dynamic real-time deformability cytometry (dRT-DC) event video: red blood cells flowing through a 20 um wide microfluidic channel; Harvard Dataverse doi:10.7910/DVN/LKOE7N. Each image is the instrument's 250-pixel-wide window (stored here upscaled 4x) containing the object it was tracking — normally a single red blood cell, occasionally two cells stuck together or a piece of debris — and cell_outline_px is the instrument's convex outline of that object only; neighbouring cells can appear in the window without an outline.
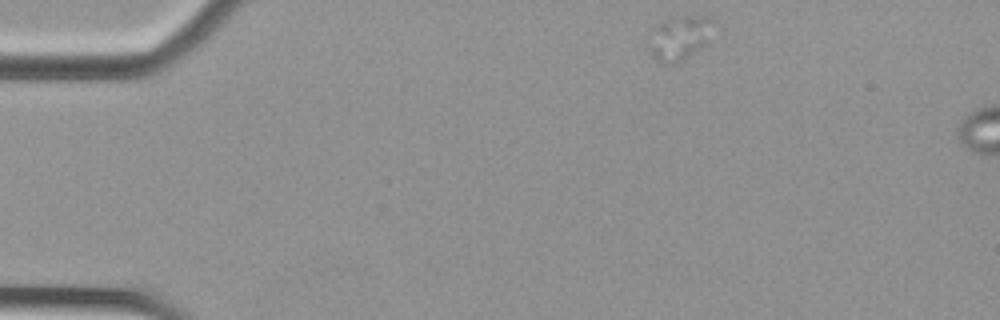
{"species": "Egyptian fruit bat (a non-hibernating species)", "species_latin": "Rousettus aegyptiacus", "temperature_condition": "cold", "stored_images_in_passage": 7, "camera_frame_rate_fps": 3000, "um_per_image_px": 0.085, "animal": {"sex": "female"}, "frame": {"image": 1, "passage_image": 1, "time_ms": 0.0, "image_size_px": [1000, 320], "cell_outline_px": [[712, 44], [684, 60], [672, 64], [660, 64], [652, 56], [648, 48], [660, 24], [668, 16], [704, 16], [712, 20]], "centroid_in_image_um": [57.86, 3.27], "position_along_channel_um": 27.1, "area_um2": 16.94}}